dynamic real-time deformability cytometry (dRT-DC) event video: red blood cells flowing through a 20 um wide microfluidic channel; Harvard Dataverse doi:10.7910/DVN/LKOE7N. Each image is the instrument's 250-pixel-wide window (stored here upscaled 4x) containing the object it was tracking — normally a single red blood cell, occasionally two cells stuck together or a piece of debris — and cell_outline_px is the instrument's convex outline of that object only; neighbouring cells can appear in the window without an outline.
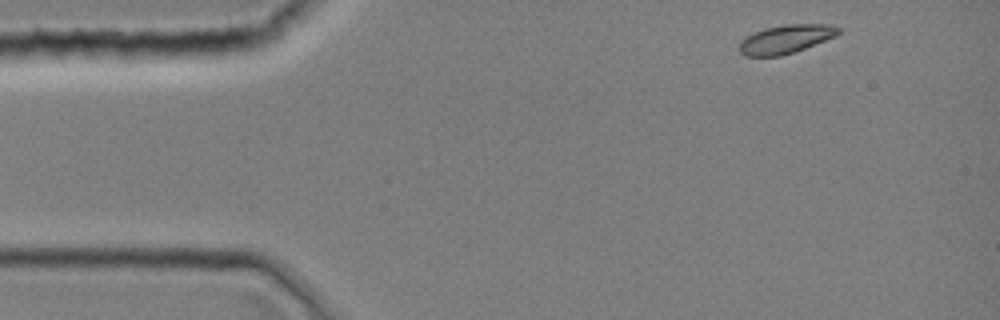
{"species": "common noctule bat (a hibernating species)", "species_latin": "Nyctalus noctula", "temperature_condition": "room temperature", "stored_images_in_passage": 3, "camera_frame_rate_fps": 3000, "um_per_image_px": 0.085, "animal": {"sex": "female", "body_mass_g": 19.0, "forearm_length_mm": 51.5}, "frame": {"image": 1, "passage_image": 1, "time_ms": 0.0, "image_size_px": [1000, 320], "cell_outline_px": [[840, 32], [836, 36], [804, 48], [780, 56], [744, 56], [740, 52], [740, 40], [764, 28], [784, 24], [832, 24], [840, 28]], "centroid_in_image_um": [66.81, 3.31], "position_along_channel_um": 18.2, "area_um2": 16.36}}